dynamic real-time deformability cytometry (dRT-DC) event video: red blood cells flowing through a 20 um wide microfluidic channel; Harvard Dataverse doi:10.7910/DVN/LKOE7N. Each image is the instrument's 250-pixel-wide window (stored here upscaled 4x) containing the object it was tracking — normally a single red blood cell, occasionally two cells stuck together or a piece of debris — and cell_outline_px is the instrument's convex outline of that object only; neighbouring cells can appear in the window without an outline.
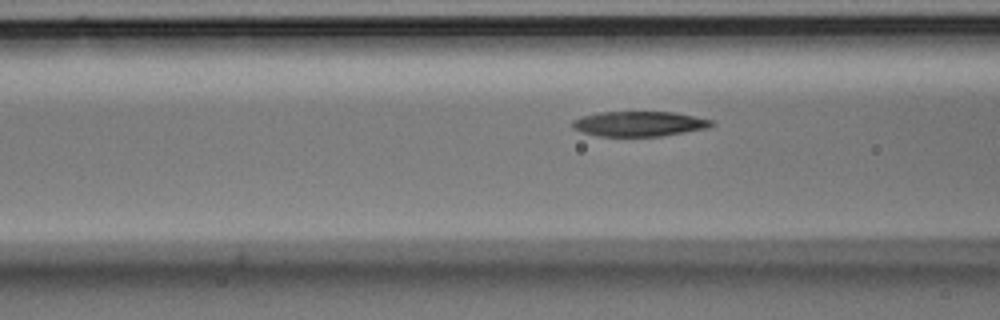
{"species": "Egyptian fruit bat (a non-hibernating species)", "species_latin": "Rousettus aegyptiacus", "temperature_condition": "room temperature", "stored_images_in_passage": 6, "camera_frame_rate_fps": 3000, "um_per_image_px": 0.085, "animal": {"sex": "male"}, "frame": {"image": 1, "passage_image": 6, "time_ms": 1.667, "image_size_px": [1000, 320], "cell_outline_px": [[716, 124], [708, 128], [660, 136], [600, 136], [584, 132], [572, 128], [572, 120], [580, 116], [600, 112], [672, 112], [696, 116], [712, 120]], "centroid_in_image_um": [54.34, 10.51], "position_along_channel_um": 112.3, "area_um2": 20.29}}